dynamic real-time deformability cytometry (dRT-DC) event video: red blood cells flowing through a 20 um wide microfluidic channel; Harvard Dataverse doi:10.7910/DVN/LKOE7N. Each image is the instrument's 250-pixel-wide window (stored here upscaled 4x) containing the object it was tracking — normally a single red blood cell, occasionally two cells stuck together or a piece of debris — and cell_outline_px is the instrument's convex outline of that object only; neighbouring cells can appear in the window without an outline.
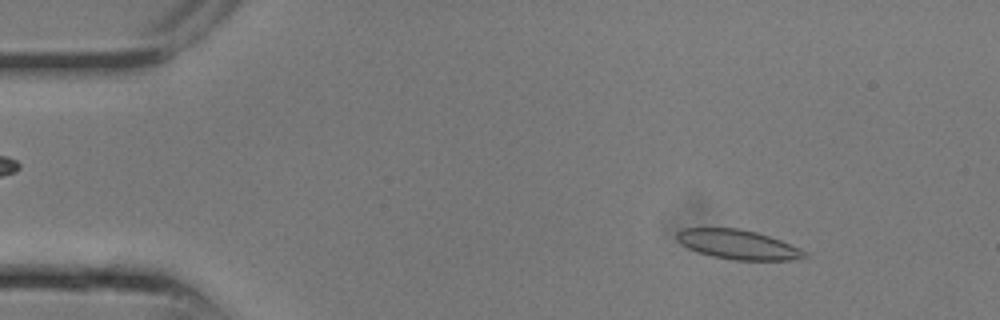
{"species": "common noctule bat (a hibernating species)", "species_latin": "Nyctalus noctula", "temperature_condition": "room temperature", "stored_images_in_passage": 14, "camera_frame_rate_fps": 3000, "um_per_image_px": 0.085, "animal": {"sex": "male", "body_mass_g": 13.3}, "frame": {"image": 1, "passage_image": 3, "time_ms": 0.667, "image_size_px": [1000, 320], "cell_outline_px": [[808, 256], [792, 260], [732, 260], [712, 256], [688, 248], [680, 244], [676, 240], [676, 232], [684, 228], [740, 228], [756, 232], [780, 240], [800, 248], [808, 252]], "centroid_in_image_um": [62.72, 20.78], "position_along_channel_um": 22.3, "area_um2": 21.96}}
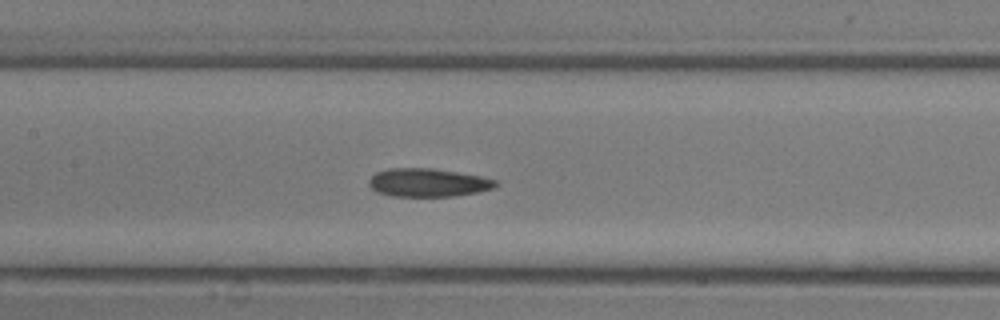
{"frame": {"image": 2, "passage_image": 11, "time_ms": 3.333, "image_size_px": [1000, 320], "cell_outline_px": [[496, 188], [456, 196], [392, 196], [376, 192], [368, 184], [368, 180], [376, 172], [388, 168], [432, 168], [480, 176], [496, 180]], "centroid_in_image_um": [36.35, 15.52], "position_along_channel_um": 171.1, "area_um2": 20.87}}
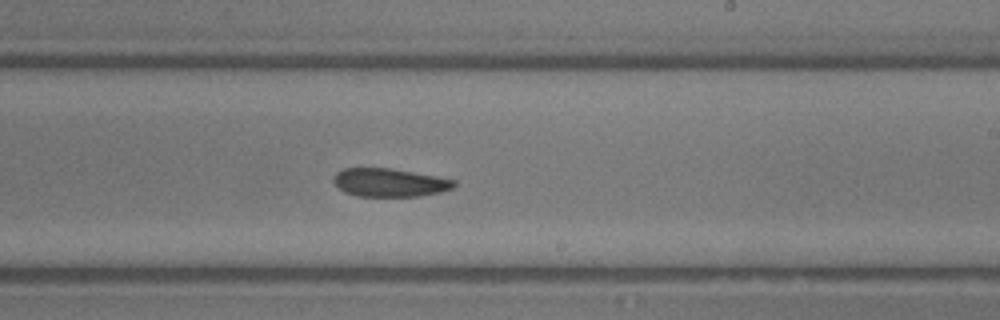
{"frame": {"image": 3, "passage_image": 14, "time_ms": 4.333, "image_size_px": [1000, 320], "cell_outline_px": [[456, 184], [452, 188], [440, 192], [420, 196], [356, 196], [344, 192], [332, 180], [332, 176], [336, 172], [344, 168], [392, 168], [456, 180]], "centroid_in_image_um": [33.09, 15.51], "position_along_channel_um": 255.9, "area_um2": 19.88}}